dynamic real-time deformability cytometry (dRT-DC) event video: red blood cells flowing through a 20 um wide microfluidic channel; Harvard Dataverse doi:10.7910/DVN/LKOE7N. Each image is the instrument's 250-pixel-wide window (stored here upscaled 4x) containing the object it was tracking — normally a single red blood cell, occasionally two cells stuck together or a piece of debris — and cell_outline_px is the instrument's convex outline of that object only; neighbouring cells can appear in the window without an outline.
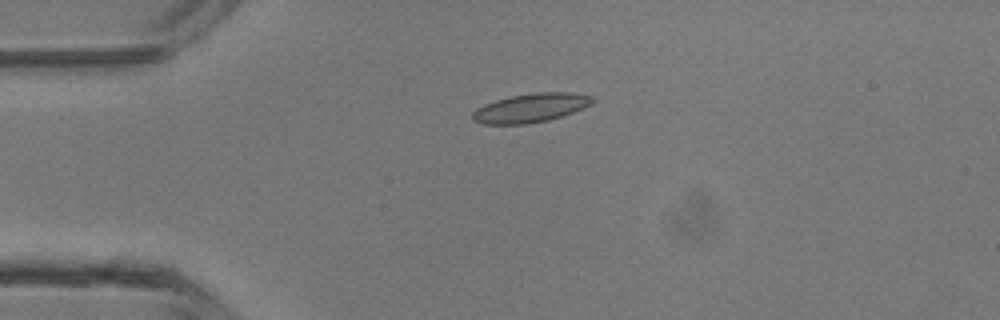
{"species": "common noctule bat (a hibernating species)", "species_latin": "Nyctalus noctula", "temperature_condition": "room temperature", "stored_images_in_passage": 6, "camera_frame_rate_fps": 3000, "um_per_image_px": 0.085, "animal": {"sex": "male", "body_mass_g": 13.3}, "frame": {"image": 1, "passage_image": 4, "time_ms": 3.333, "image_size_px": [1000, 320], "cell_outline_px": [[596, 100], [592, 104], [584, 108], [548, 120], [528, 124], [484, 124], [472, 120], [472, 112], [476, 108], [484, 104], [496, 100], [512, 96], [536, 92], [572, 92], [592, 96]], "centroid_in_image_um": [45.12, 9.17], "position_along_channel_um": 39.9, "area_um2": 20.23}}
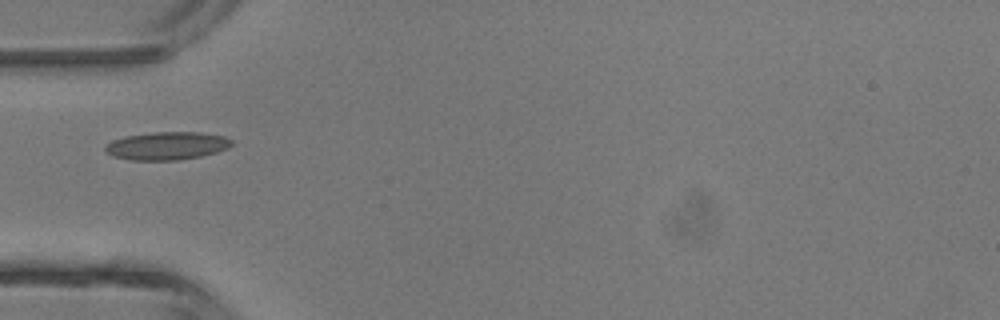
{"frame": {"image": 2, "passage_image": 5, "time_ms": 4.667, "image_size_px": [1000, 320], "cell_outline_px": [[232, 144], [228, 148], [216, 152], [200, 156], [176, 160], [132, 160], [112, 156], [104, 152], [104, 148], [112, 140], [124, 136], [152, 132], [200, 132], [224, 136], [232, 140]], "centroid_in_image_um": [14.16, 12.39], "position_along_channel_um": 70.8, "area_um2": 20.63}}
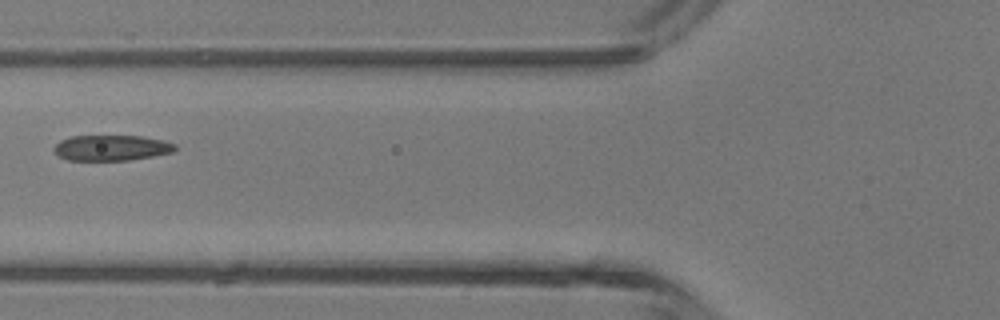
{"frame": {"image": 3, "passage_image": 6, "time_ms": 5.667, "image_size_px": [1000, 320], "cell_outline_px": [[176, 148], [172, 152], [152, 156], [128, 160], [68, 160], [60, 156], [52, 148], [60, 140], [72, 136], [140, 136], [164, 140], [176, 144]], "centroid_in_image_um": [9.47, 12.56], "position_along_channel_um": 116.3, "area_um2": 17.92}}